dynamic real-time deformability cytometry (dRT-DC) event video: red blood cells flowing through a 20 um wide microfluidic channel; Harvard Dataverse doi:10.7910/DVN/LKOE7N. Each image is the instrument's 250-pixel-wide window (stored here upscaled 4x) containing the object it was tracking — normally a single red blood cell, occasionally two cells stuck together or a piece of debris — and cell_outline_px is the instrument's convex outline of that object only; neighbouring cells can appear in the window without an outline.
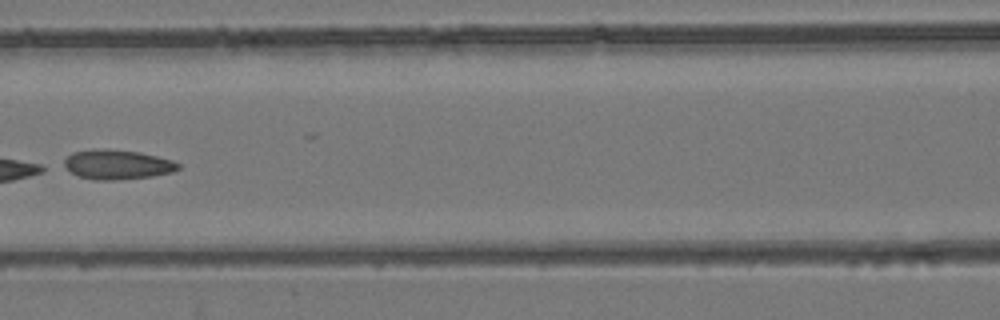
{"species": "common noctule bat (a hibernating species)", "species_latin": "Nyctalus noctula", "temperature_condition": "room temperature", "stored_images_in_passage": 8, "camera_frame_rate_fps": 3000, "um_per_image_px": 0.085, "animal": {"sex": "female", "body_mass_g": 24.6, "forearm_length_mm": 56.2}, "frame": {"image": 1, "passage_image": 7, "time_ms": 2.0, "image_size_px": [1000, 320], "cell_outline_px": [[180, 168], [172, 172], [152, 176], [116, 180], [92, 180], [76, 176], [64, 164], [64, 160], [72, 152], [140, 152], [172, 160], [180, 164]], "centroid_in_image_um": [10.02, 14.05], "position_along_channel_um": 156.6, "area_um2": 18.67}}
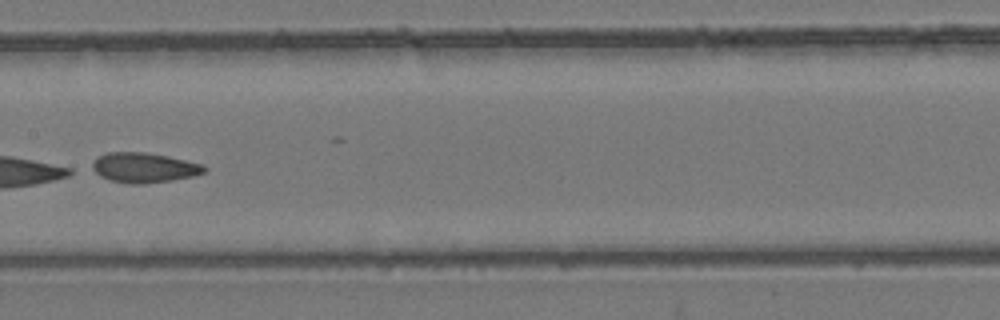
{"frame": {"image": 2, "passage_image": 8, "time_ms": 2.333, "image_size_px": [1000, 320], "cell_outline_px": [[208, 168], [204, 172], [192, 176], [172, 180], [144, 184], [128, 184], [108, 180], [100, 176], [88, 168], [96, 156], [108, 152], [144, 152], [168, 156], [204, 164]], "centroid_in_image_um": [12.18, 14.25], "position_along_channel_um": 195.2, "area_um2": 19.94}}